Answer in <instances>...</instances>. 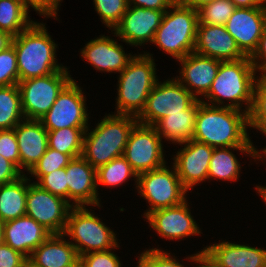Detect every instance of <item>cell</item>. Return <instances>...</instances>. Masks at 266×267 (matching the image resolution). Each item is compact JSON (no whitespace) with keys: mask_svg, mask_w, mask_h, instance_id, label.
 <instances>
[{"mask_svg":"<svg viewBox=\"0 0 266 267\" xmlns=\"http://www.w3.org/2000/svg\"><path fill=\"white\" fill-rule=\"evenodd\" d=\"M21 172L12 162L0 155V185L8 184L22 177Z\"/></svg>","mask_w":266,"mask_h":267,"instance_id":"ee69618b","label":"cell"},{"mask_svg":"<svg viewBox=\"0 0 266 267\" xmlns=\"http://www.w3.org/2000/svg\"><path fill=\"white\" fill-rule=\"evenodd\" d=\"M189 259L200 265L197 267H217L204 253H196L189 257Z\"/></svg>","mask_w":266,"mask_h":267,"instance_id":"c3c4849f","label":"cell"},{"mask_svg":"<svg viewBox=\"0 0 266 267\" xmlns=\"http://www.w3.org/2000/svg\"><path fill=\"white\" fill-rule=\"evenodd\" d=\"M24 119L18 85L0 87V130L14 129Z\"/></svg>","mask_w":266,"mask_h":267,"instance_id":"f1b7e54d","label":"cell"},{"mask_svg":"<svg viewBox=\"0 0 266 267\" xmlns=\"http://www.w3.org/2000/svg\"><path fill=\"white\" fill-rule=\"evenodd\" d=\"M13 36L8 32L0 30V52L12 45Z\"/></svg>","mask_w":266,"mask_h":267,"instance_id":"681fc988","label":"cell"},{"mask_svg":"<svg viewBox=\"0 0 266 267\" xmlns=\"http://www.w3.org/2000/svg\"><path fill=\"white\" fill-rule=\"evenodd\" d=\"M137 267H184L172 258L169 253L159 249H150L143 252L138 261Z\"/></svg>","mask_w":266,"mask_h":267,"instance_id":"f35d334b","label":"cell"},{"mask_svg":"<svg viewBox=\"0 0 266 267\" xmlns=\"http://www.w3.org/2000/svg\"><path fill=\"white\" fill-rule=\"evenodd\" d=\"M67 68L47 76L18 82L25 119L40 120L55 103L59 93L72 80Z\"/></svg>","mask_w":266,"mask_h":267,"instance_id":"ba28073f","label":"cell"},{"mask_svg":"<svg viewBox=\"0 0 266 267\" xmlns=\"http://www.w3.org/2000/svg\"><path fill=\"white\" fill-rule=\"evenodd\" d=\"M183 150L174 157V167L183 187L188 191L207 179L214 148L194 139L185 142Z\"/></svg>","mask_w":266,"mask_h":267,"instance_id":"2e32d148","label":"cell"},{"mask_svg":"<svg viewBox=\"0 0 266 267\" xmlns=\"http://www.w3.org/2000/svg\"><path fill=\"white\" fill-rule=\"evenodd\" d=\"M83 267H121L118 256L110 250L91 252L79 256Z\"/></svg>","mask_w":266,"mask_h":267,"instance_id":"60d3db41","label":"cell"},{"mask_svg":"<svg viewBox=\"0 0 266 267\" xmlns=\"http://www.w3.org/2000/svg\"><path fill=\"white\" fill-rule=\"evenodd\" d=\"M83 92L72 79L59 93L50 110L39 120L47 131L62 128H88Z\"/></svg>","mask_w":266,"mask_h":267,"instance_id":"7c38bea8","label":"cell"},{"mask_svg":"<svg viewBox=\"0 0 266 267\" xmlns=\"http://www.w3.org/2000/svg\"><path fill=\"white\" fill-rule=\"evenodd\" d=\"M95 10L107 27L115 28L128 8L127 0H94Z\"/></svg>","mask_w":266,"mask_h":267,"instance_id":"836d02e7","label":"cell"},{"mask_svg":"<svg viewBox=\"0 0 266 267\" xmlns=\"http://www.w3.org/2000/svg\"><path fill=\"white\" fill-rule=\"evenodd\" d=\"M255 129L260 130L266 135V118Z\"/></svg>","mask_w":266,"mask_h":267,"instance_id":"db71d44e","label":"cell"},{"mask_svg":"<svg viewBox=\"0 0 266 267\" xmlns=\"http://www.w3.org/2000/svg\"><path fill=\"white\" fill-rule=\"evenodd\" d=\"M202 102L196 115L192 139L213 148L231 147L233 150L246 152L255 159H262L247 135L248 113L244 111L241 114L237 109Z\"/></svg>","mask_w":266,"mask_h":267,"instance_id":"6da1fadb","label":"cell"},{"mask_svg":"<svg viewBox=\"0 0 266 267\" xmlns=\"http://www.w3.org/2000/svg\"><path fill=\"white\" fill-rule=\"evenodd\" d=\"M130 115H108L93 131H85L81 156L95 169L123 156L130 131L137 123ZM88 132V133H87Z\"/></svg>","mask_w":266,"mask_h":267,"instance_id":"3957f363","label":"cell"},{"mask_svg":"<svg viewBox=\"0 0 266 267\" xmlns=\"http://www.w3.org/2000/svg\"><path fill=\"white\" fill-rule=\"evenodd\" d=\"M237 8L266 7V0H230Z\"/></svg>","mask_w":266,"mask_h":267,"instance_id":"7dc6e473","label":"cell"},{"mask_svg":"<svg viewBox=\"0 0 266 267\" xmlns=\"http://www.w3.org/2000/svg\"><path fill=\"white\" fill-rule=\"evenodd\" d=\"M19 146L20 171H31L48 147V131L39 120L24 119L14 128Z\"/></svg>","mask_w":266,"mask_h":267,"instance_id":"7402d4cb","label":"cell"},{"mask_svg":"<svg viewBox=\"0 0 266 267\" xmlns=\"http://www.w3.org/2000/svg\"><path fill=\"white\" fill-rule=\"evenodd\" d=\"M202 103V99H196L183 110V113L170 114L159 120L154 125L158 135L181 145L191 140L194 135L196 115Z\"/></svg>","mask_w":266,"mask_h":267,"instance_id":"484cf974","label":"cell"},{"mask_svg":"<svg viewBox=\"0 0 266 267\" xmlns=\"http://www.w3.org/2000/svg\"><path fill=\"white\" fill-rule=\"evenodd\" d=\"M258 193H260L261 197L263 198L264 202L266 203V187L256 186Z\"/></svg>","mask_w":266,"mask_h":267,"instance_id":"816d5d0a","label":"cell"},{"mask_svg":"<svg viewBox=\"0 0 266 267\" xmlns=\"http://www.w3.org/2000/svg\"><path fill=\"white\" fill-rule=\"evenodd\" d=\"M66 168L68 202L74 201L75 207L85 205L99 206L96 169L82 156L73 158Z\"/></svg>","mask_w":266,"mask_h":267,"instance_id":"d6986e66","label":"cell"},{"mask_svg":"<svg viewBox=\"0 0 266 267\" xmlns=\"http://www.w3.org/2000/svg\"><path fill=\"white\" fill-rule=\"evenodd\" d=\"M259 71H262V75H260L261 77L258 79L262 82H266V63L259 69Z\"/></svg>","mask_w":266,"mask_h":267,"instance_id":"f5cc1de1","label":"cell"},{"mask_svg":"<svg viewBox=\"0 0 266 267\" xmlns=\"http://www.w3.org/2000/svg\"><path fill=\"white\" fill-rule=\"evenodd\" d=\"M24 3L39 11L40 15L55 17L61 0H23Z\"/></svg>","mask_w":266,"mask_h":267,"instance_id":"7bdbcfd3","label":"cell"},{"mask_svg":"<svg viewBox=\"0 0 266 267\" xmlns=\"http://www.w3.org/2000/svg\"><path fill=\"white\" fill-rule=\"evenodd\" d=\"M86 129L62 128L48 131V147L69 155L72 159L81 156Z\"/></svg>","mask_w":266,"mask_h":267,"instance_id":"f546056e","label":"cell"},{"mask_svg":"<svg viewBox=\"0 0 266 267\" xmlns=\"http://www.w3.org/2000/svg\"><path fill=\"white\" fill-rule=\"evenodd\" d=\"M29 179L23 174L18 180L0 185V220L6 222L26 215Z\"/></svg>","mask_w":266,"mask_h":267,"instance_id":"4316f807","label":"cell"},{"mask_svg":"<svg viewBox=\"0 0 266 267\" xmlns=\"http://www.w3.org/2000/svg\"><path fill=\"white\" fill-rule=\"evenodd\" d=\"M164 13L165 11L128 6L114 28V34L129 45L141 46L148 41L152 43Z\"/></svg>","mask_w":266,"mask_h":267,"instance_id":"9a60e30c","label":"cell"},{"mask_svg":"<svg viewBox=\"0 0 266 267\" xmlns=\"http://www.w3.org/2000/svg\"><path fill=\"white\" fill-rule=\"evenodd\" d=\"M131 176L135 177L136 183H138V175L127 162V159L124 156L117 157L96 169L97 187L98 184L110 187L117 186Z\"/></svg>","mask_w":266,"mask_h":267,"instance_id":"1f68e13d","label":"cell"},{"mask_svg":"<svg viewBox=\"0 0 266 267\" xmlns=\"http://www.w3.org/2000/svg\"><path fill=\"white\" fill-rule=\"evenodd\" d=\"M19 74L17 55L13 45L0 52V87L17 85Z\"/></svg>","mask_w":266,"mask_h":267,"instance_id":"d590c367","label":"cell"},{"mask_svg":"<svg viewBox=\"0 0 266 267\" xmlns=\"http://www.w3.org/2000/svg\"><path fill=\"white\" fill-rule=\"evenodd\" d=\"M266 25V7L236 8L225 25L240 51L251 57Z\"/></svg>","mask_w":266,"mask_h":267,"instance_id":"5bb4252c","label":"cell"},{"mask_svg":"<svg viewBox=\"0 0 266 267\" xmlns=\"http://www.w3.org/2000/svg\"><path fill=\"white\" fill-rule=\"evenodd\" d=\"M73 207L64 198L30 183L26 199V215L43 225L52 234H63Z\"/></svg>","mask_w":266,"mask_h":267,"instance_id":"4fadbf2b","label":"cell"},{"mask_svg":"<svg viewBox=\"0 0 266 267\" xmlns=\"http://www.w3.org/2000/svg\"><path fill=\"white\" fill-rule=\"evenodd\" d=\"M262 154H264L266 156V148H264V150H262Z\"/></svg>","mask_w":266,"mask_h":267,"instance_id":"6f0895ef","label":"cell"},{"mask_svg":"<svg viewBox=\"0 0 266 267\" xmlns=\"http://www.w3.org/2000/svg\"><path fill=\"white\" fill-rule=\"evenodd\" d=\"M261 58V59H260ZM253 67L259 70L266 63V25L264 27L263 33L260 37L258 47L256 51L250 57ZM261 60V64L260 63ZM259 61V62H257ZM263 61V62H262Z\"/></svg>","mask_w":266,"mask_h":267,"instance_id":"bcb514c9","label":"cell"},{"mask_svg":"<svg viewBox=\"0 0 266 267\" xmlns=\"http://www.w3.org/2000/svg\"><path fill=\"white\" fill-rule=\"evenodd\" d=\"M3 222L0 220V245L3 243Z\"/></svg>","mask_w":266,"mask_h":267,"instance_id":"11a10c76","label":"cell"},{"mask_svg":"<svg viewBox=\"0 0 266 267\" xmlns=\"http://www.w3.org/2000/svg\"><path fill=\"white\" fill-rule=\"evenodd\" d=\"M180 3L192 7L193 9L198 10L203 5L217 1V0H178Z\"/></svg>","mask_w":266,"mask_h":267,"instance_id":"f907efd6","label":"cell"},{"mask_svg":"<svg viewBox=\"0 0 266 267\" xmlns=\"http://www.w3.org/2000/svg\"><path fill=\"white\" fill-rule=\"evenodd\" d=\"M51 234L43 225L27 215L3 222L4 243L27 258Z\"/></svg>","mask_w":266,"mask_h":267,"instance_id":"44dd1931","label":"cell"},{"mask_svg":"<svg viewBox=\"0 0 266 267\" xmlns=\"http://www.w3.org/2000/svg\"><path fill=\"white\" fill-rule=\"evenodd\" d=\"M162 139L154 126L136 123L130 131L123 156L137 175L164 166Z\"/></svg>","mask_w":266,"mask_h":267,"instance_id":"8fae6325","label":"cell"},{"mask_svg":"<svg viewBox=\"0 0 266 267\" xmlns=\"http://www.w3.org/2000/svg\"><path fill=\"white\" fill-rule=\"evenodd\" d=\"M63 234L75 240L79 256L118 247L116 234L85 206L71 208Z\"/></svg>","mask_w":266,"mask_h":267,"instance_id":"52a82bcc","label":"cell"},{"mask_svg":"<svg viewBox=\"0 0 266 267\" xmlns=\"http://www.w3.org/2000/svg\"><path fill=\"white\" fill-rule=\"evenodd\" d=\"M171 8L174 11H165L152 43L179 60L194 52L199 15L178 0Z\"/></svg>","mask_w":266,"mask_h":267,"instance_id":"8992f818","label":"cell"},{"mask_svg":"<svg viewBox=\"0 0 266 267\" xmlns=\"http://www.w3.org/2000/svg\"><path fill=\"white\" fill-rule=\"evenodd\" d=\"M204 253L217 267H262L266 264V250L229 242L205 247Z\"/></svg>","mask_w":266,"mask_h":267,"instance_id":"603a6c76","label":"cell"},{"mask_svg":"<svg viewBox=\"0 0 266 267\" xmlns=\"http://www.w3.org/2000/svg\"><path fill=\"white\" fill-rule=\"evenodd\" d=\"M64 234H51L30 255L28 260L37 267H75L79 255Z\"/></svg>","mask_w":266,"mask_h":267,"instance_id":"d4e9b609","label":"cell"},{"mask_svg":"<svg viewBox=\"0 0 266 267\" xmlns=\"http://www.w3.org/2000/svg\"><path fill=\"white\" fill-rule=\"evenodd\" d=\"M196 98L177 79L156 82L143 111L137 117L140 124L154 126L170 114L183 113Z\"/></svg>","mask_w":266,"mask_h":267,"instance_id":"30bf717a","label":"cell"},{"mask_svg":"<svg viewBox=\"0 0 266 267\" xmlns=\"http://www.w3.org/2000/svg\"><path fill=\"white\" fill-rule=\"evenodd\" d=\"M256 71L258 70L253 67L250 57L235 61H221L217 75L205 98L210 100L212 106L218 103V107L224 104L222 99H226L231 103L224 107L237 110L241 109L244 102L247 106L243 111L249 114L257 80Z\"/></svg>","mask_w":266,"mask_h":267,"instance_id":"277c9868","label":"cell"},{"mask_svg":"<svg viewBox=\"0 0 266 267\" xmlns=\"http://www.w3.org/2000/svg\"><path fill=\"white\" fill-rule=\"evenodd\" d=\"M71 160L72 158L69 155L47 147L46 152L30 171V174L39 179L41 176L55 171L56 169L65 168Z\"/></svg>","mask_w":266,"mask_h":267,"instance_id":"e575fe53","label":"cell"},{"mask_svg":"<svg viewBox=\"0 0 266 267\" xmlns=\"http://www.w3.org/2000/svg\"><path fill=\"white\" fill-rule=\"evenodd\" d=\"M128 6L134 4V7H143L146 9H153L159 11H166L171 9V5L176 0H127Z\"/></svg>","mask_w":266,"mask_h":267,"instance_id":"f6af8a7d","label":"cell"},{"mask_svg":"<svg viewBox=\"0 0 266 267\" xmlns=\"http://www.w3.org/2000/svg\"><path fill=\"white\" fill-rule=\"evenodd\" d=\"M194 53L220 61H235L246 56L225 26L198 24Z\"/></svg>","mask_w":266,"mask_h":267,"instance_id":"e0dca14e","label":"cell"},{"mask_svg":"<svg viewBox=\"0 0 266 267\" xmlns=\"http://www.w3.org/2000/svg\"><path fill=\"white\" fill-rule=\"evenodd\" d=\"M81 56L95 69L106 72H121L134 57L125 54L123 47L107 36L89 41Z\"/></svg>","mask_w":266,"mask_h":267,"instance_id":"cb8c5ba5","label":"cell"},{"mask_svg":"<svg viewBox=\"0 0 266 267\" xmlns=\"http://www.w3.org/2000/svg\"><path fill=\"white\" fill-rule=\"evenodd\" d=\"M189 211L185 200L176 206L150 212L146 219L163 238L179 240L201 233Z\"/></svg>","mask_w":266,"mask_h":267,"instance_id":"ac0fdd59","label":"cell"},{"mask_svg":"<svg viewBox=\"0 0 266 267\" xmlns=\"http://www.w3.org/2000/svg\"><path fill=\"white\" fill-rule=\"evenodd\" d=\"M53 41L45 25L36 22L13 37L19 81L47 76L65 68L56 61L57 45Z\"/></svg>","mask_w":266,"mask_h":267,"instance_id":"7a4b0ae2","label":"cell"},{"mask_svg":"<svg viewBox=\"0 0 266 267\" xmlns=\"http://www.w3.org/2000/svg\"><path fill=\"white\" fill-rule=\"evenodd\" d=\"M28 8L23 0H0V30L15 37L27 29L34 22L28 19Z\"/></svg>","mask_w":266,"mask_h":267,"instance_id":"83f0119b","label":"cell"},{"mask_svg":"<svg viewBox=\"0 0 266 267\" xmlns=\"http://www.w3.org/2000/svg\"><path fill=\"white\" fill-rule=\"evenodd\" d=\"M28 258L4 242L0 245V267H23Z\"/></svg>","mask_w":266,"mask_h":267,"instance_id":"b9f144b4","label":"cell"},{"mask_svg":"<svg viewBox=\"0 0 266 267\" xmlns=\"http://www.w3.org/2000/svg\"><path fill=\"white\" fill-rule=\"evenodd\" d=\"M75 267H83L80 263H78Z\"/></svg>","mask_w":266,"mask_h":267,"instance_id":"680465c9","label":"cell"},{"mask_svg":"<svg viewBox=\"0 0 266 267\" xmlns=\"http://www.w3.org/2000/svg\"><path fill=\"white\" fill-rule=\"evenodd\" d=\"M40 188L48 192L60 196L68 201V184L66 179V168L52 171L41 176L38 182H34Z\"/></svg>","mask_w":266,"mask_h":267,"instance_id":"8d00e7d4","label":"cell"},{"mask_svg":"<svg viewBox=\"0 0 266 267\" xmlns=\"http://www.w3.org/2000/svg\"><path fill=\"white\" fill-rule=\"evenodd\" d=\"M0 155L20 170L19 146L14 129L0 130Z\"/></svg>","mask_w":266,"mask_h":267,"instance_id":"ab89813d","label":"cell"},{"mask_svg":"<svg viewBox=\"0 0 266 267\" xmlns=\"http://www.w3.org/2000/svg\"><path fill=\"white\" fill-rule=\"evenodd\" d=\"M149 53L136 55L120 72L117 114L138 117L156 82L155 63Z\"/></svg>","mask_w":266,"mask_h":267,"instance_id":"5b68a950","label":"cell"},{"mask_svg":"<svg viewBox=\"0 0 266 267\" xmlns=\"http://www.w3.org/2000/svg\"><path fill=\"white\" fill-rule=\"evenodd\" d=\"M23 267H37V266H35L29 260H27Z\"/></svg>","mask_w":266,"mask_h":267,"instance_id":"9f6ffc18","label":"cell"},{"mask_svg":"<svg viewBox=\"0 0 266 267\" xmlns=\"http://www.w3.org/2000/svg\"><path fill=\"white\" fill-rule=\"evenodd\" d=\"M230 148H214L207 179L213 177L228 181L238 179L241 166Z\"/></svg>","mask_w":266,"mask_h":267,"instance_id":"4dcf8cb0","label":"cell"},{"mask_svg":"<svg viewBox=\"0 0 266 267\" xmlns=\"http://www.w3.org/2000/svg\"><path fill=\"white\" fill-rule=\"evenodd\" d=\"M177 61H180L183 67L180 72L181 77H177V80L196 99L199 94L205 98L217 75L221 61L194 52Z\"/></svg>","mask_w":266,"mask_h":267,"instance_id":"ffe728a7","label":"cell"},{"mask_svg":"<svg viewBox=\"0 0 266 267\" xmlns=\"http://www.w3.org/2000/svg\"><path fill=\"white\" fill-rule=\"evenodd\" d=\"M166 165L138 175L136 185L142 197L150 204L151 208L144 214L158 209L176 206L186 200L187 190L183 187L176 168L170 170Z\"/></svg>","mask_w":266,"mask_h":267,"instance_id":"9c48e42d","label":"cell"},{"mask_svg":"<svg viewBox=\"0 0 266 267\" xmlns=\"http://www.w3.org/2000/svg\"><path fill=\"white\" fill-rule=\"evenodd\" d=\"M249 126L256 128L266 118V82L256 80L253 103L248 114Z\"/></svg>","mask_w":266,"mask_h":267,"instance_id":"74e56055","label":"cell"},{"mask_svg":"<svg viewBox=\"0 0 266 267\" xmlns=\"http://www.w3.org/2000/svg\"><path fill=\"white\" fill-rule=\"evenodd\" d=\"M230 0H217L198 9L199 24L225 26L236 10Z\"/></svg>","mask_w":266,"mask_h":267,"instance_id":"d6a6232c","label":"cell"}]
</instances>
